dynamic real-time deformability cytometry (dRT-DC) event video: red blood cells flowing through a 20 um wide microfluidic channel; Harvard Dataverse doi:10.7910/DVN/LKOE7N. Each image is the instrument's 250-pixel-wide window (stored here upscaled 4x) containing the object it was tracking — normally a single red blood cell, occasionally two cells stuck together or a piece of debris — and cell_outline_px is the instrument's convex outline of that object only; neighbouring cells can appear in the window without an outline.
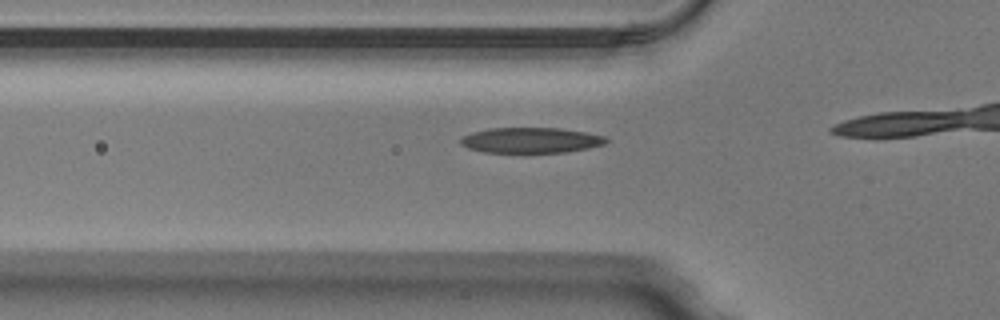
{"species": "Egyptian fruit bat (a non-hibernating species)", "species_latin": "Rousettus aegyptiacus", "temperature_condition": "warm", "stored_images_in_passage": 6, "camera_frame_rate_fps": 3000, "um_per_image_px": 0.085, "animal": {"sex": "male"}, "frame": {"image": 1, "passage_image": 2, "time_ms": 0.333, "image_size_px": [1000, 320], "cell_outline_px": [[608, 140], [604, 144], [588, 148], [564, 152], [484, 152], [468, 148], [460, 144], [460, 140], [464, 136], [472, 132], [488, 128], [560, 128], [584, 132], [604, 136]], "centroid_in_image_um": [45.1, 11.91], "position_along_channel_um": 80.7, "area_um2": 21.39}}
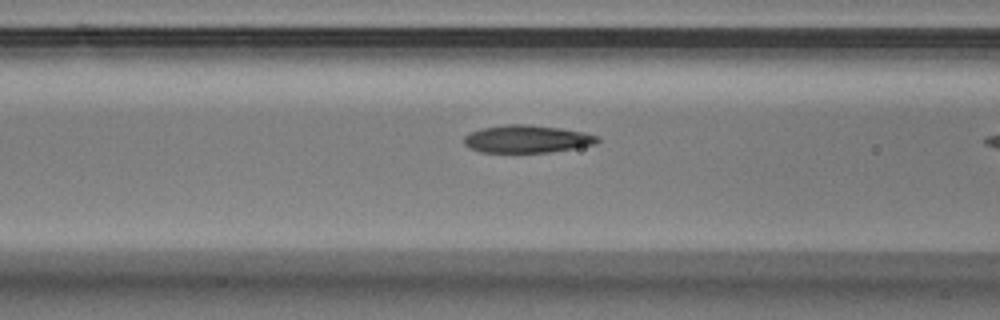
{"frame": {"image": 2, "passage_image": 5, "time_ms": 1.333, "image_size_px": [1000, 320], "cell_outline_px": [[600, 140], [596, 144], [548, 152], [480, 152], [468, 148], [464, 144], [464, 136], [468, 132], [480, 128], [508, 124], [528, 124], [560, 128], [584, 132], [596, 136]], "centroid_in_image_um": [44.72, 11.8], "position_along_channel_um": 121.9, "area_um2": 21.5}}